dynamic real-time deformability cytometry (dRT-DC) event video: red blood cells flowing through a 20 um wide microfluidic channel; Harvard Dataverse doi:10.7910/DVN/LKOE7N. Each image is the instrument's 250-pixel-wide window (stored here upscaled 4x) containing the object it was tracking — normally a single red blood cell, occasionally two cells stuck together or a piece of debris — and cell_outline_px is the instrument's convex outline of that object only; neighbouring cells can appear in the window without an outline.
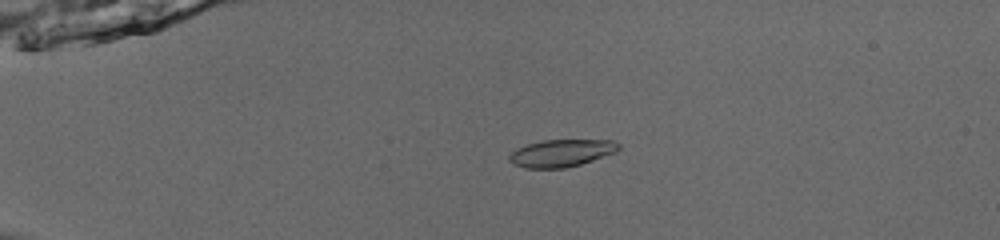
{"species": "common noctule bat (a hibernating species)", "species_latin": "Nyctalus noctula", "temperature_condition": "room temperature", "stored_images_in_passage": 41, "camera_frame_rate_fps": 3000, "um_per_image_px": 0.085, "animal": {"sex": "male", "body_mass_g": 13.0, "forearm_length_mm": 53.1}, "frame": {"image": 1, "passage_image": 1, "time_ms": 0.0, "image_size_px": [1000, 240], "cell_outline_px": [[620, 148], [616, 152], [580, 164], [564, 168], [524, 168], [512, 164], [508, 160], [508, 156], [516, 148], [528, 144], [544, 140], [612, 140], [620, 144]], "centroid_in_image_um": [47.69, 13.01], "position_along_channel_um": 37.3, "area_um2": 17.4}}
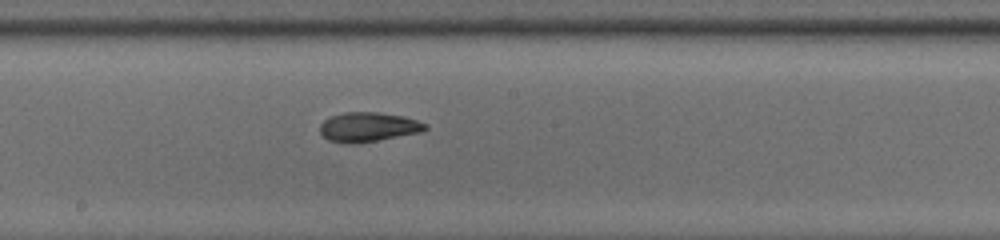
{"frame": {"image": 2, "passage_image": 19, "time_ms": 6.0, "image_size_px": [1000, 240], "cell_outline_px": [[428, 128], [424, 132], [360, 144], [344, 144], [328, 140], [320, 132], [320, 124], [324, 120], [332, 116], [344, 112], [380, 112], [404, 116], [428, 124]], "centroid_in_image_um": [31.34, 10.81], "position_along_channel_um": 216.9, "area_um2": 18.55}}
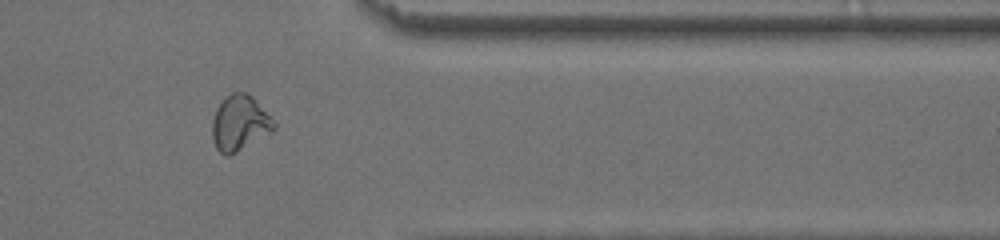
{"frame": {"image": 3, "passage_image": 33, "time_ms": 10.667, "image_size_px": [1000, 240], "cell_outline_px": [[276, 128], [236, 152], [228, 156], [224, 156], [216, 148], [212, 136], [212, 120], [216, 108], [232, 92], [244, 92], [252, 96], [276, 124]], "centroid_in_image_um": [20.34, 10.47], "position_along_channel_um": 391.1, "area_um2": 19.42}, "authors_computed_cell_mechanics": {"area_um2": 18.0336, "velocity_mm_per_s": 3.8649, "shape_relaxation_time_tau1_ms": 3.1116, "shape_relaxation_time_tau2_ms": 2.9165, "deformation_change_tau1": 0.1551, "deformation_change_tau2": 0.0629}}